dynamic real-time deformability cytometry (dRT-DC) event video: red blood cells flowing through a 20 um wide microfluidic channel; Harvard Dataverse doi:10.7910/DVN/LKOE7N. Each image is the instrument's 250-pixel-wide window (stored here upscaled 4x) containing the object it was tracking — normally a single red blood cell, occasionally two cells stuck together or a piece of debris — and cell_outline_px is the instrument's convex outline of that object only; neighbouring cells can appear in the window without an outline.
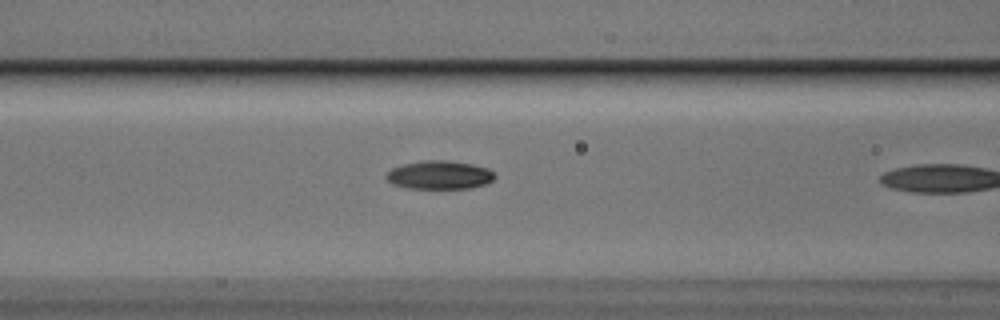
{"species": "Egyptian fruit bat (a non-hibernating species)", "species_latin": "Rousettus aegyptiacus", "temperature_condition": "cold", "stored_images_in_passage": 10, "camera_frame_rate_fps": 3000, "um_per_image_px": 0.085, "animal": {"sex": "male"}, "frame": {"image": 1, "passage_image": 9, "time_ms": 2.667, "image_size_px": [1000, 320], "cell_outline_px": [[496, 176], [492, 180], [484, 184], [468, 188], [408, 188], [392, 184], [384, 176], [392, 168], [404, 164], [428, 160], [444, 160], [472, 164], [488, 168]], "centroid_in_image_um": [37.34, 14.87], "position_along_channel_um": 129.3, "area_um2": 17.74}}